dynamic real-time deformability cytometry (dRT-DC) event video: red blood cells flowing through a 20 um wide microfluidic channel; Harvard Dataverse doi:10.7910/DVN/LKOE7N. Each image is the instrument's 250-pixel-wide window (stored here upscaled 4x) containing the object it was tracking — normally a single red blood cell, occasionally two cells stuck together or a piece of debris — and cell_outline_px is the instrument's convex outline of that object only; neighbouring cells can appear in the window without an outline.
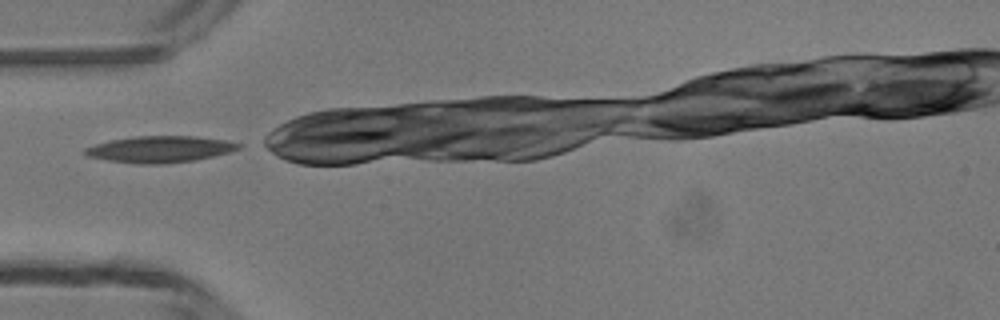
{"species": "common noctule bat (a hibernating species)", "species_latin": "Nyctalus noctula", "temperature_condition": "room temperature", "stored_images_in_passage": 25, "camera_frame_rate_fps": 3000, "um_per_image_px": 0.085, "animal": {"sex": "male", "body_mass_g": 13.3}, "frame": {"image": 1, "passage_image": 1, "time_ms": 0.0, "image_size_px": [1000, 320], "cell_outline_px": [[244, 144], [240, 148], [228, 152], [196, 160], [160, 164], [140, 164], [108, 160], [88, 156], [84, 152], [84, 148], [96, 144], [112, 140], [136, 136], [196, 136], [224, 140]], "centroid_in_image_um": [13.62, 12.68], "position_along_channel_um": 71.4, "area_um2": 23.47}}
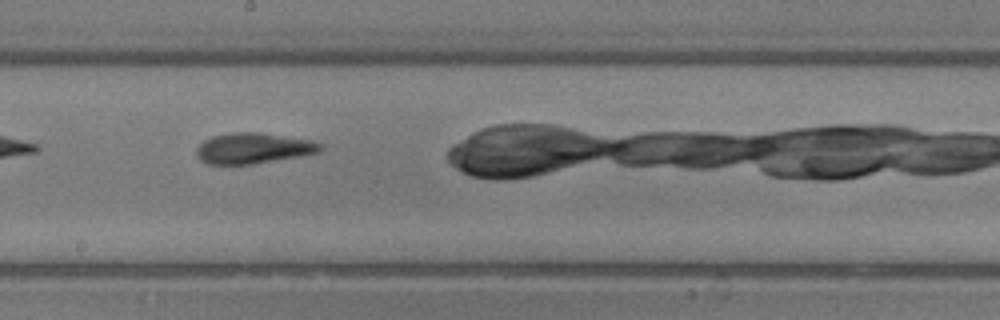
{"frame": {"image": 2, "passage_image": 12, "time_ms": 3.667, "image_size_px": [1000, 320], "cell_outline_px": [[324, 148], [320, 152], [300, 156], [252, 164], [208, 164], [200, 160], [196, 156], [196, 148], [204, 140], [212, 136], [232, 132], [260, 132], [312, 140], [324, 144]], "centroid_in_image_um": [21.55, 12.59], "position_along_channel_um": 226.7, "area_um2": 22.37}}
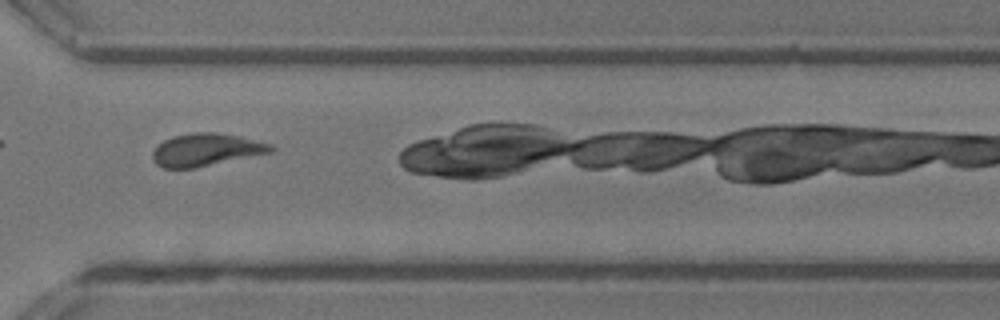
{"frame": {"image": 3, "passage_image": 21, "time_ms": 6.667, "image_size_px": [1000, 320], "cell_outline_px": [[276, 148], [272, 152], [196, 168], [164, 168], [156, 164], [152, 160], [152, 152], [164, 140], [172, 136], [196, 132], [216, 132], [240, 136], [272, 144]], "centroid_in_image_um": [17.53, 12.73], "position_along_channel_um": 353.1, "area_um2": 22.54}, "authors_computed_cell_mechanics": {"area_um2": 22.253, "velocity_mm_per_s": 4.2168, "shape_relaxation_time_tau1_ms": 6.4481, "shape_relaxation_time_tau2_ms": 2.3945, "deformation_change_tau1": 0.1713, "deformation_change_tau2": 0.0968}}